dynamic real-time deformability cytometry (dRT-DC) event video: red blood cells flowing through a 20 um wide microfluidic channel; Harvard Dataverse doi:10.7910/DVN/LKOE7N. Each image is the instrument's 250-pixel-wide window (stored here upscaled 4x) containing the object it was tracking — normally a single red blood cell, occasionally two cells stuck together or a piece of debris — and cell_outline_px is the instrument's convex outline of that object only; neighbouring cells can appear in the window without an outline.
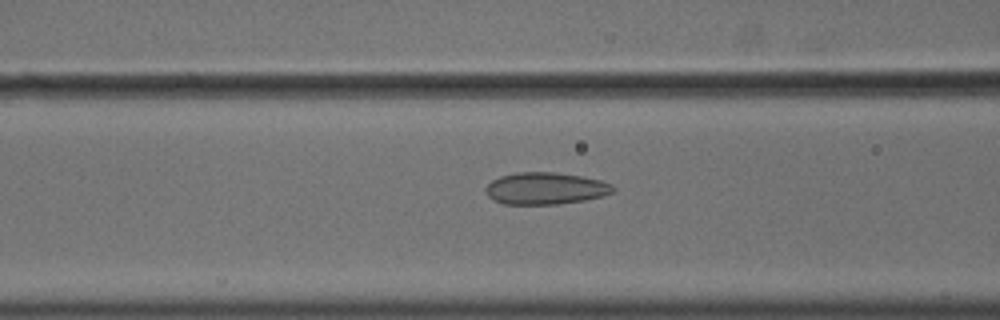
{"species": "common noctule bat (a hibernating species)", "species_latin": "Nyctalus noctula", "temperature_condition": "cold", "stored_images_in_passage": 45, "camera_frame_rate_fps": 3000, "um_per_image_px": 0.085, "animal": {"sex": "male", "body_mass_g": 18.8}, "frame": {"image": 1, "passage_image": 12, "time_ms": 3.667, "image_size_px": [1000, 320], "cell_outline_px": [[616, 188], [612, 192], [604, 196], [584, 200], [560, 204], [504, 204], [492, 200], [488, 196], [484, 188], [492, 180], [500, 176], [516, 172], [556, 172], [580, 176], [600, 180], [612, 184]], "centroid_in_image_um": [46.35, 16.01], "position_along_channel_um": 120.2, "area_um2": 23.87}}
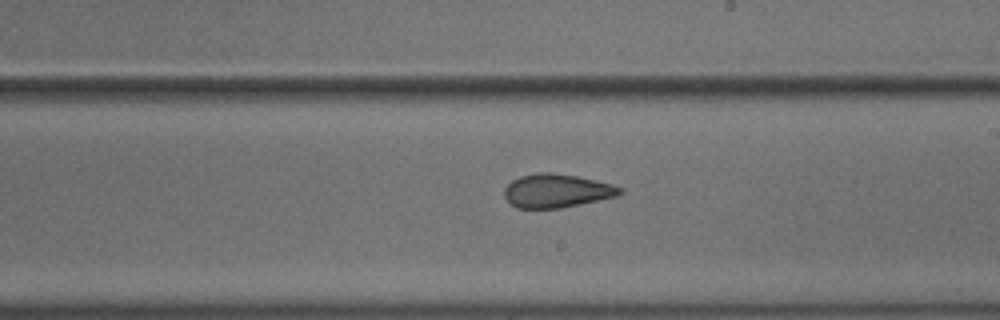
{"frame": {"image": 2, "passage_image": 22, "time_ms": 7.0, "image_size_px": [1000, 320], "cell_outline_px": [[624, 192], [616, 196], [560, 208], [516, 208], [504, 196], [504, 188], [512, 180], [520, 176], [536, 172], [552, 172], [576, 176], [596, 180], [612, 184], [620, 188]], "centroid_in_image_um": [47.29, 16.2], "position_along_channel_um": 241.7, "area_um2": 22.48}}
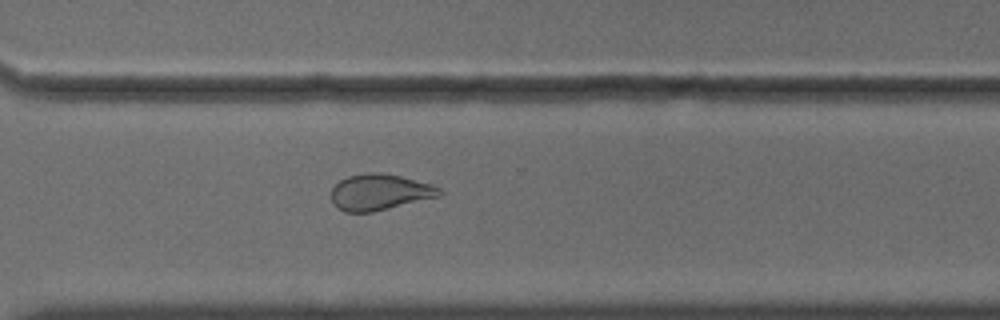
{"frame": {"image": 3, "passage_image": 30, "time_ms": 9.667, "image_size_px": [1000, 320], "cell_outline_px": [[444, 192], [440, 196], [372, 212], [344, 212], [336, 208], [332, 204], [332, 188], [340, 180], [348, 176], [368, 172], [380, 172], [400, 176], [432, 184], [440, 188]], "centroid_in_image_um": [32.26, 16.33], "position_along_channel_um": 338.3, "area_um2": 22.83}, "authors_computed_cell_mechanics": {"area_um2": 24.2182, "velocity_mm_per_s": 3.6318, "shape_relaxation_time_tau1_ms": null, "shape_relaxation_time_tau2_ms": 2.0006, "deformation_change_tau1": null, "deformation_change_tau2": 0.0725}}